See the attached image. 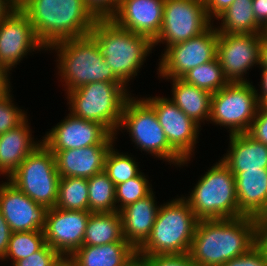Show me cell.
Wrapping results in <instances>:
<instances>
[{"label":"cell","mask_w":267,"mask_h":266,"mask_svg":"<svg viewBox=\"0 0 267 266\" xmlns=\"http://www.w3.org/2000/svg\"><path fill=\"white\" fill-rule=\"evenodd\" d=\"M258 222L249 216L199 220L189 251L192 261L197 266H222L247 253L256 245Z\"/></svg>","instance_id":"1"},{"label":"cell","mask_w":267,"mask_h":266,"mask_svg":"<svg viewBox=\"0 0 267 266\" xmlns=\"http://www.w3.org/2000/svg\"><path fill=\"white\" fill-rule=\"evenodd\" d=\"M115 135L100 123L77 118L71 113L43 136L49 150H68L92 145H113Z\"/></svg>","instance_id":"15"},{"label":"cell","mask_w":267,"mask_h":266,"mask_svg":"<svg viewBox=\"0 0 267 266\" xmlns=\"http://www.w3.org/2000/svg\"><path fill=\"white\" fill-rule=\"evenodd\" d=\"M165 0H120L109 17L117 25L153 41L161 30Z\"/></svg>","instance_id":"19"},{"label":"cell","mask_w":267,"mask_h":266,"mask_svg":"<svg viewBox=\"0 0 267 266\" xmlns=\"http://www.w3.org/2000/svg\"><path fill=\"white\" fill-rule=\"evenodd\" d=\"M250 81L229 82L212 94L209 121L230 129V134L248 132L259 109L257 91Z\"/></svg>","instance_id":"10"},{"label":"cell","mask_w":267,"mask_h":266,"mask_svg":"<svg viewBox=\"0 0 267 266\" xmlns=\"http://www.w3.org/2000/svg\"><path fill=\"white\" fill-rule=\"evenodd\" d=\"M213 27L210 25L200 35L166 47L158 67L160 76L182 78L192 68L214 60L217 57L218 32Z\"/></svg>","instance_id":"12"},{"label":"cell","mask_w":267,"mask_h":266,"mask_svg":"<svg viewBox=\"0 0 267 266\" xmlns=\"http://www.w3.org/2000/svg\"><path fill=\"white\" fill-rule=\"evenodd\" d=\"M221 20L219 34L263 33L264 29L257 23L253 12V0H234L217 18Z\"/></svg>","instance_id":"28"},{"label":"cell","mask_w":267,"mask_h":266,"mask_svg":"<svg viewBox=\"0 0 267 266\" xmlns=\"http://www.w3.org/2000/svg\"><path fill=\"white\" fill-rule=\"evenodd\" d=\"M261 91L260 94L257 93L258 102L260 105L267 104V68H262V77H261Z\"/></svg>","instance_id":"48"},{"label":"cell","mask_w":267,"mask_h":266,"mask_svg":"<svg viewBox=\"0 0 267 266\" xmlns=\"http://www.w3.org/2000/svg\"><path fill=\"white\" fill-rule=\"evenodd\" d=\"M52 49L59 53L58 73L67 92L92 82H122L106 64L91 34L57 42L49 47Z\"/></svg>","instance_id":"4"},{"label":"cell","mask_w":267,"mask_h":266,"mask_svg":"<svg viewBox=\"0 0 267 266\" xmlns=\"http://www.w3.org/2000/svg\"><path fill=\"white\" fill-rule=\"evenodd\" d=\"M16 7H18L17 0H0V21L6 18Z\"/></svg>","instance_id":"45"},{"label":"cell","mask_w":267,"mask_h":266,"mask_svg":"<svg viewBox=\"0 0 267 266\" xmlns=\"http://www.w3.org/2000/svg\"><path fill=\"white\" fill-rule=\"evenodd\" d=\"M204 0H165L163 22L153 47L163 43L167 47L200 35L210 25Z\"/></svg>","instance_id":"11"},{"label":"cell","mask_w":267,"mask_h":266,"mask_svg":"<svg viewBox=\"0 0 267 266\" xmlns=\"http://www.w3.org/2000/svg\"><path fill=\"white\" fill-rule=\"evenodd\" d=\"M61 257L58 251L45 244L37 252L16 261L13 266H54Z\"/></svg>","instance_id":"36"},{"label":"cell","mask_w":267,"mask_h":266,"mask_svg":"<svg viewBox=\"0 0 267 266\" xmlns=\"http://www.w3.org/2000/svg\"><path fill=\"white\" fill-rule=\"evenodd\" d=\"M171 80L173 97L170 100L197 124L200 125V121H209L212 94L186 83L181 78Z\"/></svg>","instance_id":"26"},{"label":"cell","mask_w":267,"mask_h":266,"mask_svg":"<svg viewBox=\"0 0 267 266\" xmlns=\"http://www.w3.org/2000/svg\"><path fill=\"white\" fill-rule=\"evenodd\" d=\"M45 50L60 41L90 34L97 17L84 0H18Z\"/></svg>","instance_id":"2"},{"label":"cell","mask_w":267,"mask_h":266,"mask_svg":"<svg viewBox=\"0 0 267 266\" xmlns=\"http://www.w3.org/2000/svg\"><path fill=\"white\" fill-rule=\"evenodd\" d=\"M45 48L19 7L0 21V68L12 70L28 52Z\"/></svg>","instance_id":"14"},{"label":"cell","mask_w":267,"mask_h":266,"mask_svg":"<svg viewBox=\"0 0 267 266\" xmlns=\"http://www.w3.org/2000/svg\"><path fill=\"white\" fill-rule=\"evenodd\" d=\"M90 34L106 64L125 85L137 75L153 48L148 37L120 27L110 18H97Z\"/></svg>","instance_id":"3"},{"label":"cell","mask_w":267,"mask_h":266,"mask_svg":"<svg viewBox=\"0 0 267 266\" xmlns=\"http://www.w3.org/2000/svg\"><path fill=\"white\" fill-rule=\"evenodd\" d=\"M143 99L156 112L170 146L185 160L184 164H187L194 152L201 125L189 118L170 99L157 96Z\"/></svg>","instance_id":"13"},{"label":"cell","mask_w":267,"mask_h":266,"mask_svg":"<svg viewBox=\"0 0 267 266\" xmlns=\"http://www.w3.org/2000/svg\"><path fill=\"white\" fill-rule=\"evenodd\" d=\"M7 179L36 203L55 207L60 176L55 155L42 142Z\"/></svg>","instance_id":"9"},{"label":"cell","mask_w":267,"mask_h":266,"mask_svg":"<svg viewBox=\"0 0 267 266\" xmlns=\"http://www.w3.org/2000/svg\"><path fill=\"white\" fill-rule=\"evenodd\" d=\"M113 148L112 146L106 155L104 172L116 186L138 176L141 171L133 157L116 152Z\"/></svg>","instance_id":"33"},{"label":"cell","mask_w":267,"mask_h":266,"mask_svg":"<svg viewBox=\"0 0 267 266\" xmlns=\"http://www.w3.org/2000/svg\"><path fill=\"white\" fill-rule=\"evenodd\" d=\"M123 127L139 149L160 160L184 166L185 160L170 146L156 112L143 98L134 99L131 96L126 100L118 129Z\"/></svg>","instance_id":"8"},{"label":"cell","mask_w":267,"mask_h":266,"mask_svg":"<svg viewBox=\"0 0 267 266\" xmlns=\"http://www.w3.org/2000/svg\"><path fill=\"white\" fill-rule=\"evenodd\" d=\"M45 244L43 231L12 232L7 252L1 260L7 258L10 259L11 257L13 265L16 261L24 259L32 253L37 252Z\"/></svg>","instance_id":"32"},{"label":"cell","mask_w":267,"mask_h":266,"mask_svg":"<svg viewBox=\"0 0 267 266\" xmlns=\"http://www.w3.org/2000/svg\"><path fill=\"white\" fill-rule=\"evenodd\" d=\"M54 266H77L70 256H62Z\"/></svg>","instance_id":"50"},{"label":"cell","mask_w":267,"mask_h":266,"mask_svg":"<svg viewBox=\"0 0 267 266\" xmlns=\"http://www.w3.org/2000/svg\"><path fill=\"white\" fill-rule=\"evenodd\" d=\"M232 173L239 212L243 216L267 218V169Z\"/></svg>","instance_id":"21"},{"label":"cell","mask_w":267,"mask_h":266,"mask_svg":"<svg viewBox=\"0 0 267 266\" xmlns=\"http://www.w3.org/2000/svg\"><path fill=\"white\" fill-rule=\"evenodd\" d=\"M198 221L184 197L160 205L151 234L137 253L141 256L189 253Z\"/></svg>","instance_id":"5"},{"label":"cell","mask_w":267,"mask_h":266,"mask_svg":"<svg viewBox=\"0 0 267 266\" xmlns=\"http://www.w3.org/2000/svg\"><path fill=\"white\" fill-rule=\"evenodd\" d=\"M88 180L77 177H60L55 207L64 210L89 211Z\"/></svg>","instance_id":"29"},{"label":"cell","mask_w":267,"mask_h":266,"mask_svg":"<svg viewBox=\"0 0 267 266\" xmlns=\"http://www.w3.org/2000/svg\"><path fill=\"white\" fill-rule=\"evenodd\" d=\"M235 176L220 159L184 199L199 220L242 217L237 204Z\"/></svg>","instance_id":"7"},{"label":"cell","mask_w":267,"mask_h":266,"mask_svg":"<svg viewBox=\"0 0 267 266\" xmlns=\"http://www.w3.org/2000/svg\"><path fill=\"white\" fill-rule=\"evenodd\" d=\"M91 212L48 208L45 242L62 256H71L83 245L84 232Z\"/></svg>","instance_id":"17"},{"label":"cell","mask_w":267,"mask_h":266,"mask_svg":"<svg viewBox=\"0 0 267 266\" xmlns=\"http://www.w3.org/2000/svg\"><path fill=\"white\" fill-rule=\"evenodd\" d=\"M256 141L267 145V105H260L247 132Z\"/></svg>","instance_id":"38"},{"label":"cell","mask_w":267,"mask_h":266,"mask_svg":"<svg viewBox=\"0 0 267 266\" xmlns=\"http://www.w3.org/2000/svg\"><path fill=\"white\" fill-rule=\"evenodd\" d=\"M88 180L89 211L91 213L116 212V186L102 171Z\"/></svg>","instance_id":"30"},{"label":"cell","mask_w":267,"mask_h":266,"mask_svg":"<svg viewBox=\"0 0 267 266\" xmlns=\"http://www.w3.org/2000/svg\"><path fill=\"white\" fill-rule=\"evenodd\" d=\"M181 79L211 94L219 91L229 83L217 57L214 60L192 68Z\"/></svg>","instance_id":"31"},{"label":"cell","mask_w":267,"mask_h":266,"mask_svg":"<svg viewBox=\"0 0 267 266\" xmlns=\"http://www.w3.org/2000/svg\"><path fill=\"white\" fill-rule=\"evenodd\" d=\"M141 172L138 176L116 185V211H120L126 205L145 198L152 192L150 183ZM119 202H121L119 204Z\"/></svg>","instance_id":"34"},{"label":"cell","mask_w":267,"mask_h":266,"mask_svg":"<svg viewBox=\"0 0 267 266\" xmlns=\"http://www.w3.org/2000/svg\"><path fill=\"white\" fill-rule=\"evenodd\" d=\"M125 266H149V264L145 257L137 253Z\"/></svg>","instance_id":"49"},{"label":"cell","mask_w":267,"mask_h":266,"mask_svg":"<svg viewBox=\"0 0 267 266\" xmlns=\"http://www.w3.org/2000/svg\"><path fill=\"white\" fill-rule=\"evenodd\" d=\"M137 250L128 242L82 245L70 257L77 266H125Z\"/></svg>","instance_id":"25"},{"label":"cell","mask_w":267,"mask_h":266,"mask_svg":"<svg viewBox=\"0 0 267 266\" xmlns=\"http://www.w3.org/2000/svg\"><path fill=\"white\" fill-rule=\"evenodd\" d=\"M113 242H127L123 237L120 212L91 213L84 232L83 245L99 246Z\"/></svg>","instance_id":"27"},{"label":"cell","mask_w":267,"mask_h":266,"mask_svg":"<svg viewBox=\"0 0 267 266\" xmlns=\"http://www.w3.org/2000/svg\"><path fill=\"white\" fill-rule=\"evenodd\" d=\"M9 224L0 212V260L5 256L11 235Z\"/></svg>","instance_id":"43"},{"label":"cell","mask_w":267,"mask_h":266,"mask_svg":"<svg viewBox=\"0 0 267 266\" xmlns=\"http://www.w3.org/2000/svg\"><path fill=\"white\" fill-rule=\"evenodd\" d=\"M153 191L145 198L126 205L119 212L122 218L123 237L138 250L149 238L159 206Z\"/></svg>","instance_id":"22"},{"label":"cell","mask_w":267,"mask_h":266,"mask_svg":"<svg viewBox=\"0 0 267 266\" xmlns=\"http://www.w3.org/2000/svg\"><path fill=\"white\" fill-rule=\"evenodd\" d=\"M47 211L9 181L0 184V212L11 232L43 231Z\"/></svg>","instance_id":"18"},{"label":"cell","mask_w":267,"mask_h":266,"mask_svg":"<svg viewBox=\"0 0 267 266\" xmlns=\"http://www.w3.org/2000/svg\"><path fill=\"white\" fill-rule=\"evenodd\" d=\"M222 266H267V261L255 245L247 253L225 262Z\"/></svg>","instance_id":"39"},{"label":"cell","mask_w":267,"mask_h":266,"mask_svg":"<svg viewBox=\"0 0 267 266\" xmlns=\"http://www.w3.org/2000/svg\"><path fill=\"white\" fill-rule=\"evenodd\" d=\"M253 12L257 23L265 30L267 28V0H253Z\"/></svg>","instance_id":"44"},{"label":"cell","mask_w":267,"mask_h":266,"mask_svg":"<svg viewBox=\"0 0 267 266\" xmlns=\"http://www.w3.org/2000/svg\"><path fill=\"white\" fill-rule=\"evenodd\" d=\"M9 92L0 99V135L14 129L27 119V114L12 103Z\"/></svg>","instance_id":"35"},{"label":"cell","mask_w":267,"mask_h":266,"mask_svg":"<svg viewBox=\"0 0 267 266\" xmlns=\"http://www.w3.org/2000/svg\"><path fill=\"white\" fill-rule=\"evenodd\" d=\"M256 246L262 251L267 261V218L259 219L256 230Z\"/></svg>","instance_id":"42"},{"label":"cell","mask_w":267,"mask_h":266,"mask_svg":"<svg viewBox=\"0 0 267 266\" xmlns=\"http://www.w3.org/2000/svg\"><path fill=\"white\" fill-rule=\"evenodd\" d=\"M259 65L261 68H267V34L261 33L260 38V57Z\"/></svg>","instance_id":"47"},{"label":"cell","mask_w":267,"mask_h":266,"mask_svg":"<svg viewBox=\"0 0 267 266\" xmlns=\"http://www.w3.org/2000/svg\"><path fill=\"white\" fill-rule=\"evenodd\" d=\"M230 149L221 159L232 172L267 169V145L247 132L229 134Z\"/></svg>","instance_id":"23"},{"label":"cell","mask_w":267,"mask_h":266,"mask_svg":"<svg viewBox=\"0 0 267 266\" xmlns=\"http://www.w3.org/2000/svg\"><path fill=\"white\" fill-rule=\"evenodd\" d=\"M234 0H204L205 10L210 20L217 18Z\"/></svg>","instance_id":"41"},{"label":"cell","mask_w":267,"mask_h":266,"mask_svg":"<svg viewBox=\"0 0 267 266\" xmlns=\"http://www.w3.org/2000/svg\"><path fill=\"white\" fill-rule=\"evenodd\" d=\"M97 18H109L117 9L120 0H84Z\"/></svg>","instance_id":"40"},{"label":"cell","mask_w":267,"mask_h":266,"mask_svg":"<svg viewBox=\"0 0 267 266\" xmlns=\"http://www.w3.org/2000/svg\"><path fill=\"white\" fill-rule=\"evenodd\" d=\"M27 122L28 119L0 135V174H5L8 178L42 142L36 143L33 140Z\"/></svg>","instance_id":"24"},{"label":"cell","mask_w":267,"mask_h":266,"mask_svg":"<svg viewBox=\"0 0 267 266\" xmlns=\"http://www.w3.org/2000/svg\"><path fill=\"white\" fill-rule=\"evenodd\" d=\"M149 266H197L189 253L143 256Z\"/></svg>","instance_id":"37"},{"label":"cell","mask_w":267,"mask_h":266,"mask_svg":"<svg viewBox=\"0 0 267 266\" xmlns=\"http://www.w3.org/2000/svg\"><path fill=\"white\" fill-rule=\"evenodd\" d=\"M113 145H92L68 150H50L60 177L89 179L104 171L105 158Z\"/></svg>","instance_id":"20"},{"label":"cell","mask_w":267,"mask_h":266,"mask_svg":"<svg viewBox=\"0 0 267 266\" xmlns=\"http://www.w3.org/2000/svg\"><path fill=\"white\" fill-rule=\"evenodd\" d=\"M261 33L219 34L217 59L229 82H248L247 70L259 64Z\"/></svg>","instance_id":"16"},{"label":"cell","mask_w":267,"mask_h":266,"mask_svg":"<svg viewBox=\"0 0 267 266\" xmlns=\"http://www.w3.org/2000/svg\"><path fill=\"white\" fill-rule=\"evenodd\" d=\"M126 86L123 82H92L66 92L70 113L100 123L116 136L124 104L131 96Z\"/></svg>","instance_id":"6"},{"label":"cell","mask_w":267,"mask_h":266,"mask_svg":"<svg viewBox=\"0 0 267 266\" xmlns=\"http://www.w3.org/2000/svg\"><path fill=\"white\" fill-rule=\"evenodd\" d=\"M8 70L0 68V99L5 97L10 91V79Z\"/></svg>","instance_id":"46"}]
</instances>
